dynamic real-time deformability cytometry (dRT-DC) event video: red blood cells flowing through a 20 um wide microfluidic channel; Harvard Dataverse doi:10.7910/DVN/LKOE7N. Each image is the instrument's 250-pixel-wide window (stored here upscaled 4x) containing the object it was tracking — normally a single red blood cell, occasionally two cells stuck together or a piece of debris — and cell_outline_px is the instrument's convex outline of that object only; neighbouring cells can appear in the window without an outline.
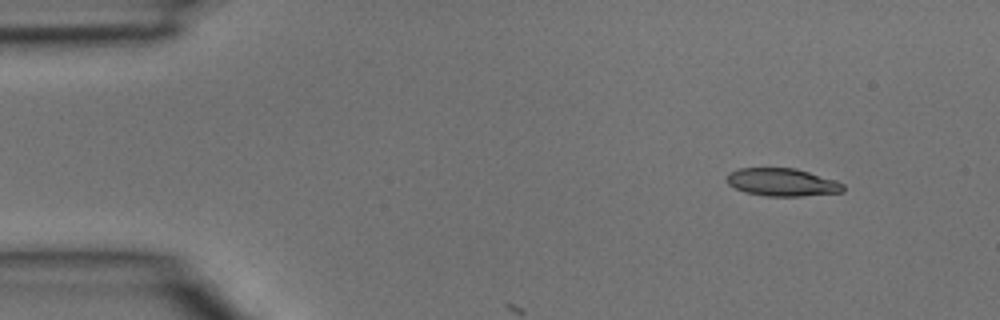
{"species": "common noctule bat (a hibernating species)", "species_latin": "Nyctalus noctula", "temperature_condition": "room temperature", "stored_images_in_passage": 4, "camera_frame_rate_fps": 3000, "um_per_image_px": 0.085, "animal": {"sex": "male", "body_mass_g": 15.6}, "frame": {"image": 1, "passage_image": 1, "time_ms": 0.0, "image_size_px": [1000, 320], "cell_outline_px": [[844, 192], [800, 196], [764, 196], [744, 192], [728, 184], [728, 172], [740, 168], [796, 168], [836, 180], [844, 184]], "centroid_in_image_um": [66.5, 15.49], "position_along_channel_um": 18.5, "area_um2": 18.9}}